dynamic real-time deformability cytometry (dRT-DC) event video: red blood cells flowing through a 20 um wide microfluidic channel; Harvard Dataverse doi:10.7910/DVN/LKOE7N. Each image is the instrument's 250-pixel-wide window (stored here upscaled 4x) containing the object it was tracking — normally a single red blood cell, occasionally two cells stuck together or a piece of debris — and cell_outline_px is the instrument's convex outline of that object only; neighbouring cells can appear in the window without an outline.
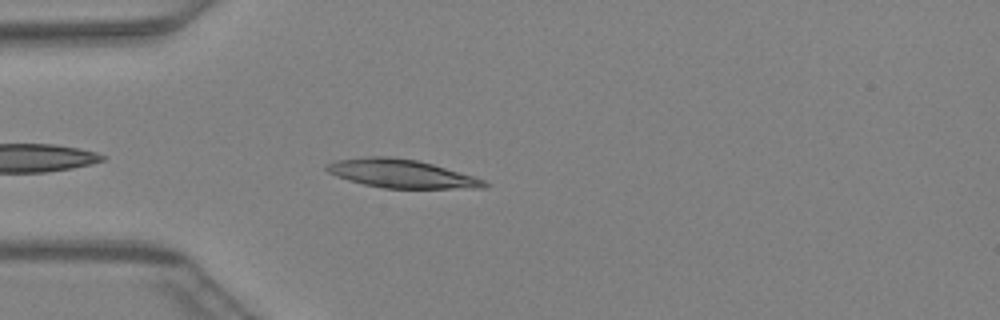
{"species": "Egyptian fruit bat (a non-hibernating species)", "species_latin": "Rousettus aegyptiacus", "temperature_condition": "warm", "stored_images_in_passage": 34, "camera_frame_rate_fps": 3000, "um_per_image_px": 0.085, "animal": {"sex": "female"}, "frame": {"image": 1, "passage_image": 3, "time_ms": 0.667, "image_size_px": [1000, 320], "cell_outline_px": [[488, 184], [484, 188], [384, 188], [364, 184], [348, 180], [336, 176], [328, 172], [324, 168], [324, 164], [336, 160], [368, 156], [388, 156], [416, 160], [432, 164], [472, 176], [484, 180]], "centroid_in_image_um": [34.04, 14.75], "position_along_channel_um": 51.0, "area_um2": 25.89}}
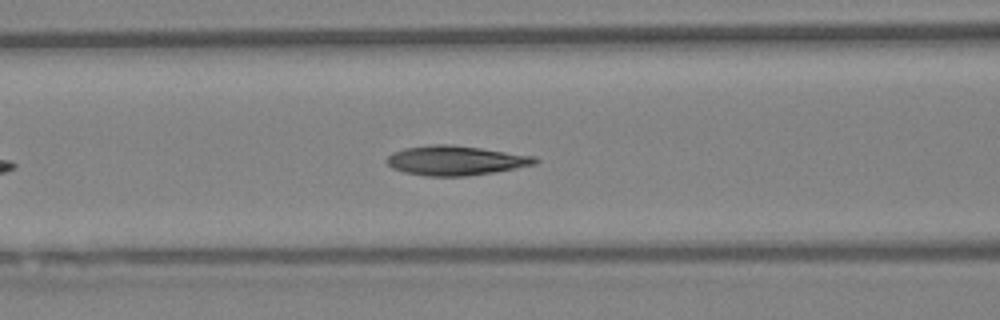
{"frame": {"image": 2, "passage_image": 9, "time_ms": 2.667, "image_size_px": [1000, 320], "cell_outline_px": [[540, 160], [536, 164], [496, 172], [468, 176], [424, 176], [404, 172], [392, 168], [384, 160], [392, 152], [404, 148], [428, 144], [452, 144], [536, 156]], "centroid_in_image_um": [38.71, 13.64], "position_along_channel_um": 127.9, "area_um2": 25.84}}
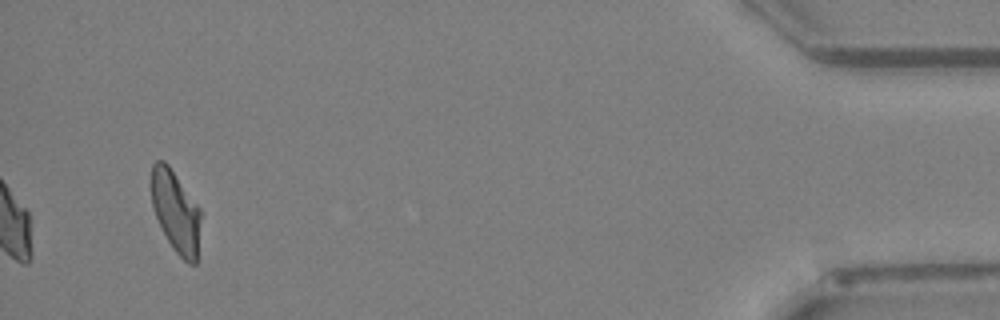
{"frame": {"image": 3, "passage_image": 34, "time_ms": 11.0, "image_size_px": [1000, 320], "cell_outline_px": [[200, 220], [196, 264], [188, 264], [176, 252], [168, 240], [156, 216], [152, 204], [152, 164], [156, 160], [164, 160], [168, 164], [200, 208]], "centroid_in_image_um": [14.94, 17.97], "position_along_channel_um": 420.3, "area_um2": 23.06}}